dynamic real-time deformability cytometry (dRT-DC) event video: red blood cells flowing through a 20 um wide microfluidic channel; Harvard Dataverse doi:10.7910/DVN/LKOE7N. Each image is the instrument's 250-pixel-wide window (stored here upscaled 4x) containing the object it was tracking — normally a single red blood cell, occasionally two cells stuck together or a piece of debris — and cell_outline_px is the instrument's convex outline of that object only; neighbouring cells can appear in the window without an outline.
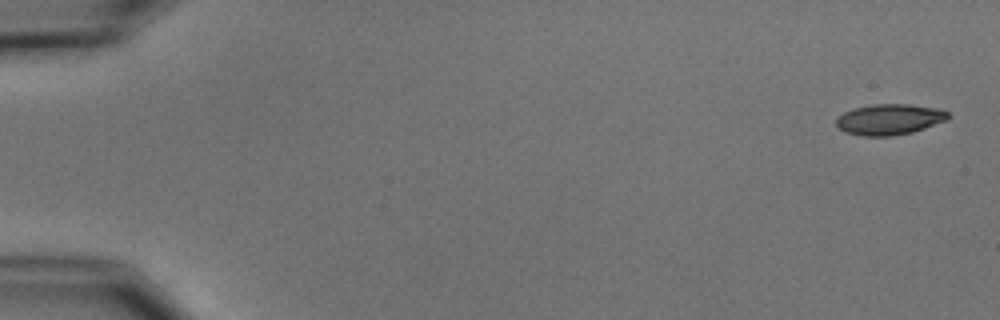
{"species": "common noctule bat (a hibernating species)", "species_latin": "Nyctalus noctula", "temperature_condition": "cold", "stored_images_in_passage": 5, "camera_frame_rate_fps": 3000, "um_per_image_px": 0.085, "animal": {"sex": "male", "body_mass_g": 15.6}, "frame": {"image": 1, "passage_image": 1, "time_ms": 0.0, "image_size_px": [1000, 320], "cell_outline_px": [[948, 120], [912, 132], [892, 136], [864, 136], [844, 132], [836, 124], [836, 116], [844, 112], [856, 108], [872, 104], [908, 104], [936, 108], [948, 112]], "centroid_in_image_um": [75.58, 10.15], "position_along_channel_um": 9.4, "area_um2": 20.0}}
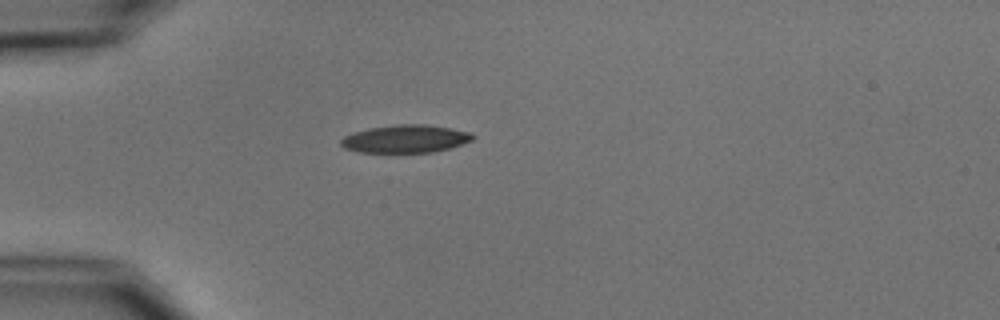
{"frame": {"image": 2, "passage_image": 4, "time_ms": 4.667, "image_size_px": [1000, 320], "cell_outline_px": [[476, 136], [472, 140], [448, 148], [432, 152], [356, 152], [344, 148], [340, 144], [340, 140], [344, 136], [368, 128], [396, 124], [424, 124], [448, 128], [468, 132]], "centroid_in_image_um": [34.41, 11.8], "position_along_channel_um": 50.6, "area_um2": 21.15}}